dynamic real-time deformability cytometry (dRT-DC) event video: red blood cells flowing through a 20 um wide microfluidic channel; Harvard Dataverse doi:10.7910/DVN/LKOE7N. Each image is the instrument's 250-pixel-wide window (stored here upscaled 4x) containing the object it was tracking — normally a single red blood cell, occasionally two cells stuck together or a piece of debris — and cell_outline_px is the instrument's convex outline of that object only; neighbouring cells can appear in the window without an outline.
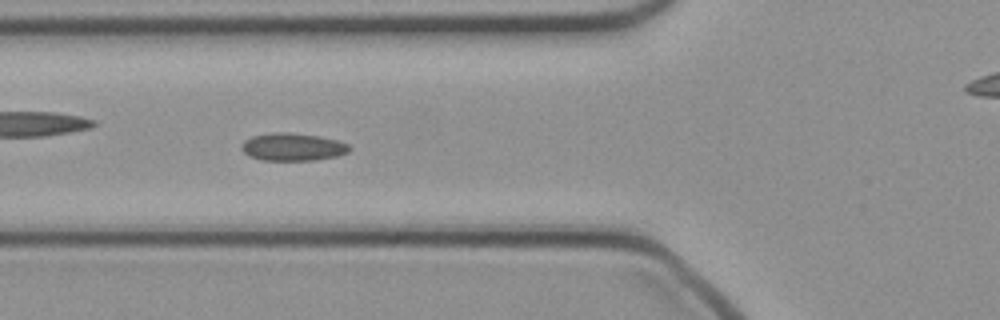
{"species": "common noctule bat (a hibernating species)", "species_latin": "Nyctalus noctula", "temperature_condition": "cold", "stored_images_in_passage": 37, "camera_frame_rate_fps": 3000, "um_per_image_px": 0.085, "animal": {"sex": "female", "body_mass_g": 21.9}, "frame": {"image": 1, "passage_image": 6, "time_ms": 1.667, "image_size_px": [1000, 320], "cell_outline_px": [[352, 148], [348, 152], [336, 156], [316, 160], [260, 160], [248, 156], [240, 148], [240, 144], [244, 140], [252, 136], [272, 132], [288, 132], [320, 136], [336, 140], [348, 144]], "centroid_in_image_um": [24.84, 12.48], "position_along_channel_um": 101.0, "area_um2": 17.57}}